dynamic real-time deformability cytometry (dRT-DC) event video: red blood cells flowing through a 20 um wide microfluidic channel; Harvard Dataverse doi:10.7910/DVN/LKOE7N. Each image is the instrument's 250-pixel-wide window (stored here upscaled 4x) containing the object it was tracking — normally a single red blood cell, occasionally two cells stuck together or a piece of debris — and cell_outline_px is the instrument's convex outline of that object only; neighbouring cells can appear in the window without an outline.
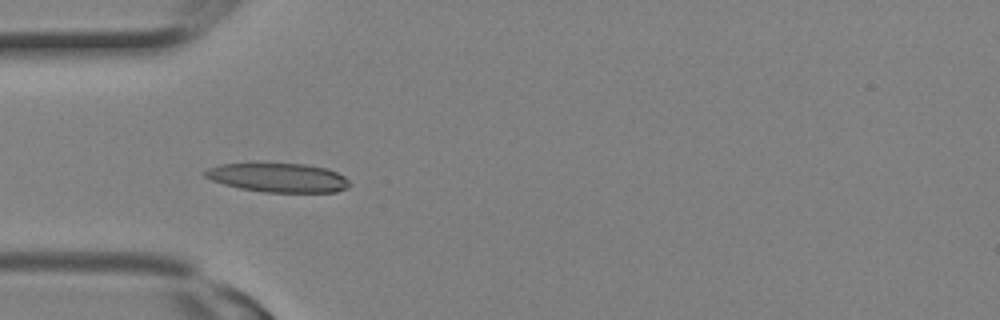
{"species": "Egyptian fruit bat (a non-hibernating species)", "species_latin": "Rousettus aegyptiacus", "temperature_condition": "room temperature", "stored_images_in_passage": 7, "camera_frame_rate_fps": 3000, "um_per_image_px": 0.085, "animal": {"sex": "female"}, "frame": {"image": 1, "passage_image": 4, "time_ms": 1.0, "image_size_px": [1000, 320], "cell_outline_px": [[352, 184], [348, 188], [336, 192], [264, 192], [240, 188], [224, 184], [212, 180], [204, 176], [204, 172], [208, 168], [220, 164], [252, 160], [304, 164], [328, 168], [344, 176]], "centroid_in_image_um": [23.61, 15.05], "position_along_channel_um": 61.4, "area_um2": 25.55}}
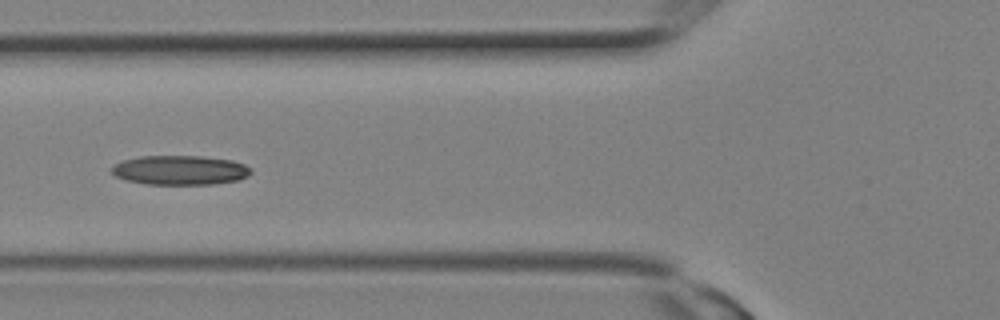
{"frame": {"image": 2, "passage_image": 6, "time_ms": 1.667, "image_size_px": [1000, 320], "cell_outline_px": [[252, 172], [248, 176], [236, 180], [212, 184], [148, 184], [128, 180], [116, 176], [112, 172], [112, 168], [116, 164], [124, 160], [140, 156], [200, 156], [232, 160], [244, 164]], "centroid_in_image_um": [15.32, 14.46], "position_along_channel_um": 110.5, "area_um2": 23.52}}